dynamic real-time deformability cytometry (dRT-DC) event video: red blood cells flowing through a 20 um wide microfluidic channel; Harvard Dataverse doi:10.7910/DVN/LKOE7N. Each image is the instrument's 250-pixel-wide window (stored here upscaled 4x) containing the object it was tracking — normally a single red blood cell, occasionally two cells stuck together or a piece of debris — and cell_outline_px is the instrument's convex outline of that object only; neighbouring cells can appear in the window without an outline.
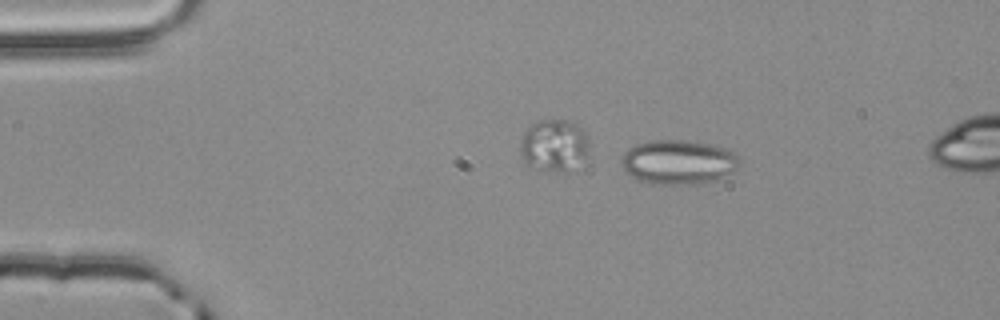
{"species": "common noctule bat (a hibernating species)", "species_latin": "Nyctalus noctula", "temperature_condition": "room temperature", "stored_images_in_passage": 3, "camera_frame_rate_fps": 3000, "um_per_image_px": 0.085, "animal": {"sex": "male", "body_mass_g": 20.4}, "frame": {"image": 1, "passage_image": 1, "time_ms": 0.0, "image_size_px": [1000, 320], "cell_outline_px": [[740, 164], [736, 168], [724, 176], [716, 180], [700, 184], [652, 184], [640, 180], [624, 172], [620, 160], [624, 152], [628, 148], [636, 144], [652, 140], [688, 140], [712, 144], [724, 148], [732, 152], [740, 160]], "centroid_in_image_um": [57.63, 13.77], "position_along_channel_um": 27.4, "area_um2": 30.69}}